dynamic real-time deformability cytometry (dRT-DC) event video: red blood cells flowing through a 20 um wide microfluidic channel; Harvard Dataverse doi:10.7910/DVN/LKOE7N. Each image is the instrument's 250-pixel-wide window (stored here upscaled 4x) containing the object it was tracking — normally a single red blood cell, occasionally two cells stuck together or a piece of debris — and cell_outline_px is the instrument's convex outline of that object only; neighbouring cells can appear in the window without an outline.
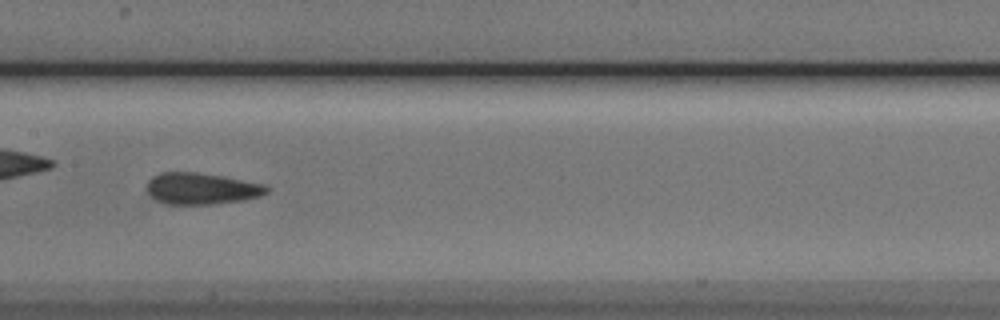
{"species": "Egyptian fruit bat (a non-hibernating species)", "species_latin": "Rousettus aegyptiacus", "temperature_condition": "cold", "stored_images_in_passage": 10, "camera_frame_rate_fps": 3000, "um_per_image_px": 0.085, "animal": {"sex": "male"}, "frame": {"image": 1, "passage_image": 9, "time_ms": 9.0, "image_size_px": [1000, 320], "cell_outline_px": [[268, 192], [260, 196], [244, 200], [212, 204], [160, 204], [144, 188], [148, 180], [152, 176], [160, 172], [192, 172], [224, 176], [264, 184], [268, 188]], "centroid_in_image_um": [17.08, 16.03], "position_along_channel_um": 190.3, "area_um2": 22.2}}
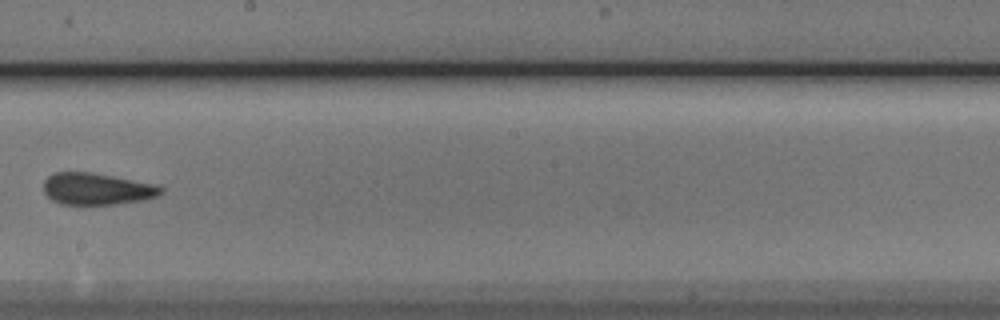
{"frame": {"image": 2, "passage_image": 10, "time_ms": 10.333, "image_size_px": [1000, 320], "cell_outline_px": [[164, 192], [160, 196], [144, 200], [116, 204], [60, 204], [52, 200], [44, 192], [44, 180], [48, 176], [56, 172], [92, 172], [152, 184], [164, 188]], "centroid_in_image_um": [8.24, 16.06], "position_along_channel_um": 240.0, "area_um2": 21.68}}